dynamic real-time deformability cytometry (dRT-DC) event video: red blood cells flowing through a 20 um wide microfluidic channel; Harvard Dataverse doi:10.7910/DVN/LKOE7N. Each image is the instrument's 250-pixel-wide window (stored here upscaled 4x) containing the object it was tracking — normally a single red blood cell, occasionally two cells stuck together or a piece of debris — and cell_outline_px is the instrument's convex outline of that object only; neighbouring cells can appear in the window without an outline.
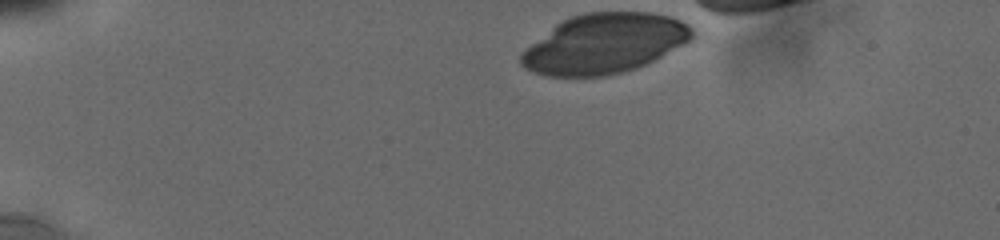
{"species": "human", "species_latin": "Homo sapiens", "temperature_condition": "cold", "stored_images_in_passage": 34, "camera_frame_rate_fps": 3000, "um_per_image_px": 0.085, "donor": {"sex": "male"}, "frame": {"image": 1, "passage_image": 1, "time_ms": 0.0, "image_size_px": [1000, 240], "cell_outline_px": [[696, 36], [692, 40], [636, 68], [604, 76], [548, 76], [524, 68], [520, 64], [520, 56], [532, 44], [556, 24], [572, 16], [584, 12], [652, 12], [668, 16], [680, 20], [688, 24], [696, 32]], "centroid_in_image_um": [51.42, 3.69], "position_along_channel_um": 33.6, "area_um2": 59.01}}